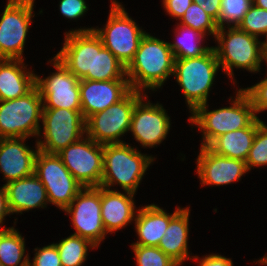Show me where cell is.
<instances>
[{"mask_svg":"<svg viewBox=\"0 0 267 266\" xmlns=\"http://www.w3.org/2000/svg\"><path fill=\"white\" fill-rule=\"evenodd\" d=\"M60 255L62 266H81L86 261L88 245L95 248L89 240L72 234L55 243Z\"/></svg>","mask_w":267,"mask_h":266,"instance_id":"obj_29","label":"cell"},{"mask_svg":"<svg viewBox=\"0 0 267 266\" xmlns=\"http://www.w3.org/2000/svg\"><path fill=\"white\" fill-rule=\"evenodd\" d=\"M219 67L213 47L199 57L175 59L173 75L182 88L191 112L207 103L208 92Z\"/></svg>","mask_w":267,"mask_h":266,"instance_id":"obj_5","label":"cell"},{"mask_svg":"<svg viewBox=\"0 0 267 266\" xmlns=\"http://www.w3.org/2000/svg\"><path fill=\"white\" fill-rule=\"evenodd\" d=\"M64 211L71 214L74 235L89 240L95 247L100 245L106 235L101 218V186L83 187Z\"/></svg>","mask_w":267,"mask_h":266,"instance_id":"obj_13","label":"cell"},{"mask_svg":"<svg viewBox=\"0 0 267 266\" xmlns=\"http://www.w3.org/2000/svg\"><path fill=\"white\" fill-rule=\"evenodd\" d=\"M34 0H9L0 19V59L23 60Z\"/></svg>","mask_w":267,"mask_h":266,"instance_id":"obj_12","label":"cell"},{"mask_svg":"<svg viewBox=\"0 0 267 266\" xmlns=\"http://www.w3.org/2000/svg\"><path fill=\"white\" fill-rule=\"evenodd\" d=\"M181 210L177 208L171 215L155 204L138 210L135 216L136 232L139 240L132 245L158 247L170 220Z\"/></svg>","mask_w":267,"mask_h":266,"instance_id":"obj_22","label":"cell"},{"mask_svg":"<svg viewBox=\"0 0 267 266\" xmlns=\"http://www.w3.org/2000/svg\"><path fill=\"white\" fill-rule=\"evenodd\" d=\"M93 30L101 38L104 47L125 67L133 60L140 41L146 34L116 0L112 1L106 27Z\"/></svg>","mask_w":267,"mask_h":266,"instance_id":"obj_7","label":"cell"},{"mask_svg":"<svg viewBox=\"0 0 267 266\" xmlns=\"http://www.w3.org/2000/svg\"><path fill=\"white\" fill-rule=\"evenodd\" d=\"M93 29H77L66 33L64 46L55 56L79 80L86 74H93Z\"/></svg>","mask_w":267,"mask_h":266,"instance_id":"obj_16","label":"cell"},{"mask_svg":"<svg viewBox=\"0 0 267 266\" xmlns=\"http://www.w3.org/2000/svg\"><path fill=\"white\" fill-rule=\"evenodd\" d=\"M34 174L44 185L48 201L63 211L84 187L69 172L57 154L38 150Z\"/></svg>","mask_w":267,"mask_h":266,"instance_id":"obj_9","label":"cell"},{"mask_svg":"<svg viewBox=\"0 0 267 266\" xmlns=\"http://www.w3.org/2000/svg\"><path fill=\"white\" fill-rule=\"evenodd\" d=\"M251 98L255 115L267 110V77L247 89H243Z\"/></svg>","mask_w":267,"mask_h":266,"instance_id":"obj_36","label":"cell"},{"mask_svg":"<svg viewBox=\"0 0 267 266\" xmlns=\"http://www.w3.org/2000/svg\"><path fill=\"white\" fill-rule=\"evenodd\" d=\"M193 2L199 4L200 7L217 22L219 27L221 0H193Z\"/></svg>","mask_w":267,"mask_h":266,"instance_id":"obj_39","label":"cell"},{"mask_svg":"<svg viewBox=\"0 0 267 266\" xmlns=\"http://www.w3.org/2000/svg\"><path fill=\"white\" fill-rule=\"evenodd\" d=\"M11 213L8 205V198L5 186L0 189V225L3 223L4 217Z\"/></svg>","mask_w":267,"mask_h":266,"instance_id":"obj_41","label":"cell"},{"mask_svg":"<svg viewBox=\"0 0 267 266\" xmlns=\"http://www.w3.org/2000/svg\"><path fill=\"white\" fill-rule=\"evenodd\" d=\"M8 205L11 213H21L32 208L46 207V189L35 174L6 183Z\"/></svg>","mask_w":267,"mask_h":266,"instance_id":"obj_20","label":"cell"},{"mask_svg":"<svg viewBox=\"0 0 267 266\" xmlns=\"http://www.w3.org/2000/svg\"><path fill=\"white\" fill-rule=\"evenodd\" d=\"M42 123L45 140L37 141L36 146L48 154L59 153L68 145L79 141L86 133L81 110L43 109Z\"/></svg>","mask_w":267,"mask_h":266,"instance_id":"obj_10","label":"cell"},{"mask_svg":"<svg viewBox=\"0 0 267 266\" xmlns=\"http://www.w3.org/2000/svg\"><path fill=\"white\" fill-rule=\"evenodd\" d=\"M79 88L81 114L85 120L122 100L132 90L128 79L108 81L81 79Z\"/></svg>","mask_w":267,"mask_h":266,"instance_id":"obj_17","label":"cell"},{"mask_svg":"<svg viewBox=\"0 0 267 266\" xmlns=\"http://www.w3.org/2000/svg\"><path fill=\"white\" fill-rule=\"evenodd\" d=\"M57 155L74 178L84 187H99L103 173V144L81 138Z\"/></svg>","mask_w":267,"mask_h":266,"instance_id":"obj_11","label":"cell"},{"mask_svg":"<svg viewBox=\"0 0 267 266\" xmlns=\"http://www.w3.org/2000/svg\"><path fill=\"white\" fill-rule=\"evenodd\" d=\"M144 97L147 98L144 94L134 106L129 131L143 147L152 148L166 138L170 129V117L158 103L152 105L149 101L144 104Z\"/></svg>","mask_w":267,"mask_h":266,"instance_id":"obj_15","label":"cell"},{"mask_svg":"<svg viewBox=\"0 0 267 266\" xmlns=\"http://www.w3.org/2000/svg\"><path fill=\"white\" fill-rule=\"evenodd\" d=\"M237 27L256 37L267 36V10L252 4Z\"/></svg>","mask_w":267,"mask_h":266,"instance_id":"obj_33","label":"cell"},{"mask_svg":"<svg viewBox=\"0 0 267 266\" xmlns=\"http://www.w3.org/2000/svg\"><path fill=\"white\" fill-rule=\"evenodd\" d=\"M177 28L180 30L176 34L179 40L169 43L175 59L199 57L211 48L201 46L202 38L205 37L202 33L182 25Z\"/></svg>","mask_w":267,"mask_h":266,"instance_id":"obj_28","label":"cell"},{"mask_svg":"<svg viewBox=\"0 0 267 266\" xmlns=\"http://www.w3.org/2000/svg\"><path fill=\"white\" fill-rule=\"evenodd\" d=\"M199 266H233L232 260L222 255L210 254L199 261Z\"/></svg>","mask_w":267,"mask_h":266,"instance_id":"obj_40","label":"cell"},{"mask_svg":"<svg viewBox=\"0 0 267 266\" xmlns=\"http://www.w3.org/2000/svg\"><path fill=\"white\" fill-rule=\"evenodd\" d=\"M153 157L143 155L129 144L103 145V173L101 187L109 189L119 184L126 192H136Z\"/></svg>","mask_w":267,"mask_h":266,"instance_id":"obj_3","label":"cell"},{"mask_svg":"<svg viewBox=\"0 0 267 266\" xmlns=\"http://www.w3.org/2000/svg\"><path fill=\"white\" fill-rule=\"evenodd\" d=\"M53 61L57 72L45 79L36 75V87L43 99V109L81 110L80 80L58 59L54 57Z\"/></svg>","mask_w":267,"mask_h":266,"instance_id":"obj_14","label":"cell"},{"mask_svg":"<svg viewBox=\"0 0 267 266\" xmlns=\"http://www.w3.org/2000/svg\"><path fill=\"white\" fill-rule=\"evenodd\" d=\"M82 79L108 81L128 79L126 67L106 47L94 32L93 74H86Z\"/></svg>","mask_w":267,"mask_h":266,"instance_id":"obj_26","label":"cell"},{"mask_svg":"<svg viewBox=\"0 0 267 266\" xmlns=\"http://www.w3.org/2000/svg\"><path fill=\"white\" fill-rule=\"evenodd\" d=\"M247 171L245 161L220 156L207 146H201L197 158V173L201 185H227L240 180Z\"/></svg>","mask_w":267,"mask_h":266,"instance_id":"obj_18","label":"cell"},{"mask_svg":"<svg viewBox=\"0 0 267 266\" xmlns=\"http://www.w3.org/2000/svg\"><path fill=\"white\" fill-rule=\"evenodd\" d=\"M25 68L23 60L0 59V101L25 96L36 86V75Z\"/></svg>","mask_w":267,"mask_h":266,"instance_id":"obj_23","label":"cell"},{"mask_svg":"<svg viewBox=\"0 0 267 266\" xmlns=\"http://www.w3.org/2000/svg\"><path fill=\"white\" fill-rule=\"evenodd\" d=\"M245 162L248 171L253 166L267 165V125L264 122L256 131L252 147Z\"/></svg>","mask_w":267,"mask_h":266,"instance_id":"obj_34","label":"cell"},{"mask_svg":"<svg viewBox=\"0 0 267 266\" xmlns=\"http://www.w3.org/2000/svg\"><path fill=\"white\" fill-rule=\"evenodd\" d=\"M252 4V0H221L219 27H224L225 23L229 27L231 23L238 26Z\"/></svg>","mask_w":267,"mask_h":266,"instance_id":"obj_32","label":"cell"},{"mask_svg":"<svg viewBox=\"0 0 267 266\" xmlns=\"http://www.w3.org/2000/svg\"><path fill=\"white\" fill-rule=\"evenodd\" d=\"M207 111V103L199 105L189 118V121L203 132L201 146H208L222 134L245 128L258 118L251 98L243 89L238 90L232 106Z\"/></svg>","mask_w":267,"mask_h":266,"instance_id":"obj_2","label":"cell"},{"mask_svg":"<svg viewBox=\"0 0 267 266\" xmlns=\"http://www.w3.org/2000/svg\"><path fill=\"white\" fill-rule=\"evenodd\" d=\"M190 209L182 208L169 222L158 247L179 266L188 259V222Z\"/></svg>","mask_w":267,"mask_h":266,"instance_id":"obj_25","label":"cell"},{"mask_svg":"<svg viewBox=\"0 0 267 266\" xmlns=\"http://www.w3.org/2000/svg\"><path fill=\"white\" fill-rule=\"evenodd\" d=\"M126 194L101 187V218L106 233L119 230L133 220L135 194L127 191Z\"/></svg>","mask_w":267,"mask_h":266,"instance_id":"obj_21","label":"cell"},{"mask_svg":"<svg viewBox=\"0 0 267 266\" xmlns=\"http://www.w3.org/2000/svg\"><path fill=\"white\" fill-rule=\"evenodd\" d=\"M35 251L37 252L33 263L31 264L29 259L28 266H62L59 252L54 243L40 249L35 248Z\"/></svg>","mask_w":267,"mask_h":266,"instance_id":"obj_35","label":"cell"},{"mask_svg":"<svg viewBox=\"0 0 267 266\" xmlns=\"http://www.w3.org/2000/svg\"><path fill=\"white\" fill-rule=\"evenodd\" d=\"M262 123L263 121L256 117L247 127L222 134L207 147L220 156L246 161L256 131Z\"/></svg>","mask_w":267,"mask_h":266,"instance_id":"obj_24","label":"cell"},{"mask_svg":"<svg viewBox=\"0 0 267 266\" xmlns=\"http://www.w3.org/2000/svg\"><path fill=\"white\" fill-rule=\"evenodd\" d=\"M175 57L169 43L146 33L140 41L133 60L126 67L131 89L160 88L174 73Z\"/></svg>","mask_w":267,"mask_h":266,"instance_id":"obj_1","label":"cell"},{"mask_svg":"<svg viewBox=\"0 0 267 266\" xmlns=\"http://www.w3.org/2000/svg\"><path fill=\"white\" fill-rule=\"evenodd\" d=\"M180 20V25L192 28L204 36L208 31L215 37L219 28L217 22L195 2L191 3Z\"/></svg>","mask_w":267,"mask_h":266,"instance_id":"obj_30","label":"cell"},{"mask_svg":"<svg viewBox=\"0 0 267 266\" xmlns=\"http://www.w3.org/2000/svg\"><path fill=\"white\" fill-rule=\"evenodd\" d=\"M252 2L255 6L267 10V0H252Z\"/></svg>","mask_w":267,"mask_h":266,"instance_id":"obj_42","label":"cell"},{"mask_svg":"<svg viewBox=\"0 0 267 266\" xmlns=\"http://www.w3.org/2000/svg\"><path fill=\"white\" fill-rule=\"evenodd\" d=\"M260 264L267 265V255L258 261Z\"/></svg>","mask_w":267,"mask_h":266,"instance_id":"obj_44","label":"cell"},{"mask_svg":"<svg viewBox=\"0 0 267 266\" xmlns=\"http://www.w3.org/2000/svg\"><path fill=\"white\" fill-rule=\"evenodd\" d=\"M43 99L35 86L25 96L0 101V138L40 136Z\"/></svg>","mask_w":267,"mask_h":266,"instance_id":"obj_6","label":"cell"},{"mask_svg":"<svg viewBox=\"0 0 267 266\" xmlns=\"http://www.w3.org/2000/svg\"><path fill=\"white\" fill-rule=\"evenodd\" d=\"M262 49H263V60L267 62V36L265 42H262Z\"/></svg>","mask_w":267,"mask_h":266,"instance_id":"obj_43","label":"cell"},{"mask_svg":"<svg viewBox=\"0 0 267 266\" xmlns=\"http://www.w3.org/2000/svg\"><path fill=\"white\" fill-rule=\"evenodd\" d=\"M192 2L193 0H163V5L170 16L180 20Z\"/></svg>","mask_w":267,"mask_h":266,"instance_id":"obj_38","label":"cell"},{"mask_svg":"<svg viewBox=\"0 0 267 266\" xmlns=\"http://www.w3.org/2000/svg\"><path fill=\"white\" fill-rule=\"evenodd\" d=\"M138 266H179L159 247L131 245Z\"/></svg>","mask_w":267,"mask_h":266,"instance_id":"obj_31","label":"cell"},{"mask_svg":"<svg viewBox=\"0 0 267 266\" xmlns=\"http://www.w3.org/2000/svg\"><path fill=\"white\" fill-rule=\"evenodd\" d=\"M140 91L131 90L122 100L85 120L86 136L100 144L124 143L120 136L130 130L135 104L143 98Z\"/></svg>","mask_w":267,"mask_h":266,"instance_id":"obj_8","label":"cell"},{"mask_svg":"<svg viewBox=\"0 0 267 266\" xmlns=\"http://www.w3.org/2000/svg\"><path fill=\"white\" fill-rule=\"evenodd\" d=\"M61 14L68 19H77L86 12L85 0H60Z\"/></svg>","mask_w":267,"mask_h":266,"instance_id":"obj_37","label":"cell"},{"mask_svg":"<svg viewBox=\"0 0 267 266\" xmlns=\"http://www.w3.org/2000/svg\"><path fill=\"white\" fill-rule=\"evenodd\" d=\"M25 241L19 232L11 228L0 230V264L2 266H28V254L24 257ZM24 257V258H23ZM23 258V261H22Z\"/></svg>","mask_w":267,"mask_h":266,"instance_id":"obj_27","label":"cell"},{"mask_svg":"<svg viewBox=\"0 0 267 266\" xmlns=\"http://www.w3.org/2000/svg\"><path fill=\"white\" fill-rule=\"evenodd\" d=\"M26 138H0V171L7 183L34 174L35 151L25 145ZM23 142V143H22Z\"/></svg>","mask_w":267,"mask_h":266,"instance_id":"obj_19","label":"cell"},{"mask_svg":"<svg viewBox=\"0 0 267 266\" xmlns=\"http://www.w3.org/2000/svg\"><path fill=\"white\" fill-rule=\"evenodd\" d=\"M225 30V27L218 28L215 38L219 45L213 47L225 73L232 78L233 67L258 72L263 60L262 42L237 26L228 27L227 33Z\"/></svg>","mask_w":267,"mask_h":266,"instance_id":"obj_4","label":"cell"}]
</instances>
